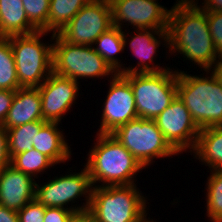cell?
<instances>
[{
	"label": "cell",
	"instance_id": "7c38bea8",
	"mask_svg": "<svg viewBox=\"0 0 222 222\" xmlns=\"http://www.w3.org/2000/svg\"><path fill=\"white\" fill-rule=\"evenodd\" d=\"M110 87L103 105L100 129L97 133L111 134L130 120L138 118L130 82L121 74L110 76Z\"/></svg>",
	"mask_w": 222,
	"mask_h": 222
},
{
	"label": "cell",
	"instance_id": "8d00e7d4",
	"mask_svg": "<svg viewBox=\"0 0 222 222\" xmlns=\"http://www.w3.org/2000/svg\"><path fill=\"white\" fill-rule=\"evenodd\" d=\"M95 1H105L111 3L113 0H95Z\"/></svg>",
	"mask_w": 222,
	"mask_h": 222
},
{
	"label": "cell",
	"instance_id": "8992f818",
	"mask_svg": "<svg viewBox=\"0 0 222 222\" xmlns=\"http://www.w3.org/2000/svg\"><path fill=\"white\" fill-rule=\"evenodd\" d=\"M177 73L167 69L123 75L130 82L139 118L154 120L170 105L177 95Z\"/></svg>",
	"mask_w": 222,
	"mask_h": 222
},
{
	"label": "cell",
	"instance_id": "3957f363",
	"mask_svg": "<svg viewBox=\"0 0 222 222\" xmlns=\"http://www.w3.org/2000/svg\"><path fill=\"white\" fill-rule=\"evenodd\" d=\"M199 76L178 71L177 95L200 130L222 126V84L212 73Z\"/></svg>",
	"mask_w": 222,
	"mask_h": 222
},
{
	"label": "cell",
	"instance_id": "5b68a950",
	"mask_svg": "<svg viewBox=\"0 0 222 222\" xmlns=\"http://www.w3.org/2000/svg\"><path fill=\"white\" fill-rule=\"evenodd\" d=\"M49 31L9 36L19 86L39 87L53 72V44L40 40Z\"/></svg>",
	"mask_w": 222,
	"mask_h": 222
},
{
	"label": "cell",
	"instance_id": "d4e9b609",
	"mask_svg": "<svg viewBox=\"0 0 222 222\" xmlns=\"http://www.w3.org/2000/svg\"><path fill=\"white\" fill-rule=\"evenodd\" d=\"M55 164L44 154L32 149L31 151H24L16 154L11 159V166L16 170L28 174L38 179L37 175L41 172H45L48 167H52Z\"/></svg>",
	"mask_w": 222,
	"mask_h": 222
},
{
	"label": "cell",
	"instance_id": "836d02e7",
	"mask_svg": "<svg viewBox=\"0 0 222 222\" xmlns=\"http://www.w3.org/2000/svg\"><path fill=\"white\" fill-rule=\"evenodd\" d=\"M202 4L199 7L206 12L222 11V0H204Z\"/></svg>",
	"mask_w": 222,
	"mask_h": 222
},
{
	"label": "cell",
	"instance_id": "1f68e13d",
	"mask_svg": "<svg viewBox=\"0 0 222 222\" xmlns=\"http://www.w3.org/2000/svg\"><path fill=\"white\" fill-rule=\"evenodd\" d=\"M15 91L0 90V125L5 121L11 107Z\"/></svg>",
	"mask_w": 222,
	"mask_h": 222
},
{
	"label": "cell",
	"instance_id": "d590c367",
	"mask_svg": "<svg viewBox=\"0 0 222 222\" xmlns=\"http://www.w3.org/2000/svg\"><path fill=\"white\" fill-rule=\"evenodd\" d=\"M68 222H93V219L88 212H81L74 214Z\"/></svg>",
	"mask_w": 222,
	"mask_h": 222
},
{
	"label": "cell",
	"instance_id": "4fadbf2b",
	"mask_svg": "<svg viewBox=\"0 0 222 222\" xmlns=\"http://www.w3.org/2000/svg\"><path fill=\"white\" fill-rule=\"evenodd\" d=\"M156 1L113 0L110 3L113 26L123 30L122 23L128 22L136 29H167L170 10Z\"/></svg>",
	"mask_w": 222,
	"mask_h": 222
},
{
	"label": "cell",
	"instance_id": "cb8c5ba5",
	"mask_svg": "<svg viewBox=\"0 0 222 222\" xmlns=\"http://www.w3.org/2000/svg\"><path fill=\"white\" fill-rule=\"evenodd\" d=\"M19 88L10 40L0 37V90L16 91Z\"/></svg>",
	"mask_w": 222,
	"mask_h": 222
},
{
	"label": "cell",
	"instance_id": "f546056e",
	"mask_svg": "<svg viewBox=\"0 0 222 222\" xmlns=\"http://www.w3.org/2000/svg\"><path fill=\"white\" fill-rule=\"evenodd\" d=\"M74 214L70 209L46 207L44 222H68Z\"/></svg>",
	"mask_w": 222,
	"mask_h": 222
},
{
	"label": "cell",
	"instance_id": "277c9868",
	"mask_svg": "<svg viewBox=\"0 0 222 222\" xmlns=\"http://www.w3.org/2000/svg\"><path fill=\"white\" fill-rule=\"evenodd\" d=\"M137 189L136 184L96 185L87 212L93 222H145L147 200Z\"/></svg>",
	"mask_w": 222,
	"mask_h": 222
},
{
	"label": "cell",
	"instance_id": "7a4b0ae2",
	"mask_svg": "<svg viewBox=\"0 0 222 222\" xmlns=\"http://www.w3.org/2000/svg\"><path fill=\"white\" fill-rule=\"evenodd\" d=\"M97 136L85 164L93 187L98 182L103 183L100 186L135 184L134 176L144 167L111 134L97 133Z\"/></svg>",
	"mask_w": 222,
	"mask_h": 222
},
{
	"label": "cell",
	"instance_id": "d6986e66",
	"mask_svg": "<svg viewBox=\"0 0 222 222\" xmlns=\"http://www.w3.org/2000/svg\"><path fill=\"white\" fill-rule=\"evenodd\" d=\"M39 31L29 20L22 0H0V37Z\"/></svg>",
	"mask_w": 222,
	"mask_h": 222
},
{
	"label": "cell",
	"instance_id": "ac0fdd59",
	"mask_svg": "<svg viewBox=\"0 0 222 222\" xmlns=\"http://www.w3.org/2000/svg\"><path fill=\"white\" fill-rule=\"evenodd\" d=\"M57 122H46L36 134L33 148L47 156L54 164L64 163L71 158V149Z\"/></svg>",
	"mask_w": 222,
	"mask_h": 222
},
{
	"label": "cell",
	"instance_id": "9a60e30c",
	"mask_svg": "<svg viewBox=\"0 0 222 222\" xmlns=\"http://www.w3.org/2000/svg\"><path fill=\"white\" fill-rule=\"evenodd\" d=\"M135 34L129 39V47L133 54L139 59L138 66L135 67H122L117 73L125 75L128 73H156L161 72L170 67H160V65H153L154 55L156 54L161 40L168 48V31L167 29H136ZM157 35V37L155 36ZM148 60V61H147ZM149 63V64H148ZM152 63V64H151ZM152 65V66H151ZM139 68V69H138Z\"/></svg>",
	"mask_w": 222,
	"mask_h": 222
},
{
	"label": "cell",
	"instance_id": "ba28073f",
	"mask_svg": "<svg viewBox=\"0 0 222 222\" xmlns=\"http://www.w3.org/2000/svg\"><path fill=\"white\" fill-rule=\"evenodd\" d=\"M111 135L116 138L144 167L155 158H166L178 153L165 140L155 120L136 118L120 126Z\"/></svg>",
	"mask_w": 222,
	"mask_h": 222
},
{
	"label": "cell",
	"instance_id": "d6a6232c",
	"mask_svg": "<svg viewBox=\"0 0 222 222\" xmlns=\"http://www.w3.org/2000/svg\"><path fill=\"white\" fill-rule=\"evenodd\" d=\"M0 222H19L18 213L0 205Z\"/></svg>",
	"mask_w": 222,
	"mask_h": 222
},
{
	"label": "cell",
	"instance_id": "30bf717a",
	"mask_svg": "<svg viewBox=\"0 0 222 222\" xmlns=\"http://www.w3.org/2000/svg\"><path fill=\"white\" fill-rule=\"evenodd\" d=\"M112 26L111 4L91 0L57 34L72 45L95 46V41Z\"/></svg>",
	"mask_w": 222,
	"mask_h": 222
},
{
	"label": "cell",
	"instance_id": "484cf974",
	"mask_svg": "<svg viewBox=\"0 0 222 222\" xmlns=\"http://www.w3.org/2000/svg\"><path fill=\"white\" fill-rule=\"evenodd\" d=\"M206 183L207 217L211 222L222 220V170H211Z\"/></svg>",
	"mask_w": 222,
	"mask_h": 222
},
{
	"label": "cell",
	"instance_id": "52a82bcc",
	"mask_svg": "<svg viewBox=\"0 0 222 222\" xmlns=\"http://www.w3.org/2000/svg\"><path fill=\"white\" fill-rule=\"evenodd\" d=\"M53 72L78 81L83 78L114 76L116 73L95 51L93 46L72 45L52 33Z\"/></svg>",
	"mask_w": 222,
	"mask_h": 222
},
{
	"label": "cell",
	"instance_id": "8fae6325",
	"mask_svg": "<svg viewBox=\"0 0 222 222\" xmlns=\"http://www.w3.org/2000/svg\"><path fill=\"white\" fill-rule=\"evenodd\" d=\"M154 120L165 140L178 154L186 152L187 149L192 153L200 129L178 95Z\"/></svg>",
	"mask_w": 222,
	"mask_h": 222
},
{
	"label": "cell",
	"instance_id": "2e32d148",
	"mask_svg": "<svg viewBox=\"0 0 222 222\" xmlns=\"http://www.w3.org/2000/svg\"><path fill=\"white\" fill-rule=\"evenodd\" d=\"M35 185L32 176L9 165L0 172V205L16 212L21 210L35 199Z\"/></svg>",
	"mask_w": 222,
	"mask_h": 222
},
{
	"label": "cell",
	"instance_id": "e0dca14e",
	"mask_svg": "<svg viewBox=\"0 0 222 222\" xmlns=\"http://www.w3.org/2000/svg\"><path fill=\"white\" fill-rule=\"evenodd\" d=\"M43 120L41 95L38 87L19 88L2 126L7 130L32 121Z\"/></svg>",
	"mask_w": 222,
	"mask_h": 222
},
{
	"label": "cell",
	"instance_id": "74e56055",
	"mask_svg": "<svg viewBox=\"0 0 222 222\" xmlns=\"http://www.w3.org/2000/svg\"><path fill=\"white\" fill-rule=\"evenodd\" d=\"M150 218H148L145 222H154L153 221V219H152V221L151 220H149ZM156 222V221H155Z\"/></svg>",
	"mask_w": 222,
	"mask_h": 222
},
{
	"label": "cell",
	"instance_id": "4316f807",
	"mask_svg": "<svg viewBox=\"0 0 222 222\" xmlns=\"http://www.w3.org/2000/svg\"><path fill=\"white\" fill-rule=\"evenodd\" d=\"M28 20L39 30L47 31L50 0H22Z\"/></svg>",
	"mask_w": 222,
	"mask_h": 222
},
{
	"label": "cell",
	"instance_id": "9c48e42d",
	"mask_svg": "<svg viewBox=\"0 0 222 222\" xmlns=\"http://www.w3.org/2000/svg\"><path fill=\"white\" fill-rule=\"evenodd\" d=\"M92 189L93 184L89 176V171L84 166L81 172L55 177L53 180L44 183V185H38L36 182L35 199L45 207L70 209L77 214L88 211ZM84 195L86 198L85 204L83 203L81 207H76L75 205L74 207L72 205L70 208L68 207L67 204H69V202L72 201L71 203H74L76 198L84 197Z\"/></svg>",
	"mask_w": 222,
	"mask_h": 222
},
{
	"label": "cell",
	"instance_id": "83f0119b",
	"mask_svg": "<svg viewBox=\"0 0 222 222\" xmlns=\"http://www.w3.org/2000/svg\"><path fill=\"white\" fill-rule=\"evenodd\" d=\"M208 27L218 56H222V11L207 12Z\"/></svg>",
	"mask_w": 222,
	"mask_h": 222
},
{
	"label": "cell",
	"instance_id": "6da1fadb",
	"mask_svg": "<svg viewBox=\"0 0 222 222\" xmlns=\"http://www.w3.org/2000/svg\"><path fill=\"white\" fill-rule=\"evenodd\" d=\"M197 0H177L168 22L169 53H180L189 61L210 70L219 58L209 31L207 12ZM171 51V52H170Z\"/></svg>",
	"mask_w": 222,
	"mask_h": 222
},
{
	"label": "cell",
	"instance_id": "e575fe53",
	"mask_svg": "<svg viewBox=\"0 0 222 222\" xmlns=\"http://www.w3.org/2000/svg\"><path fill=\"white\" fill-rule=\"evenodd\" d=\"M211 69L210 70H205V72L206 73L208 72L207 74H209L210 71H211V73L216 77V79L222 84V56H219V58L213 64Z\"/></svg>",
	"mask_w": 222,
	"mask_h": 222
},
{
	"label": "cell",
	"instance_id": "ffe728a7",
	"mask_svg": "<svg viewBox=\"0 0 222 222\" xmlns=\"http://www.w3.org/2000/svg\"><path fill=\"white\" fill-rule=\"evenodd\" d=\"M211 170H222V126L201 129L192 151Z\"/></svg>",
	"mask_w": 222,
	"mask_h": 222
},
{
	"label": "cell",
	"instance_id": "7402d4cb",
	"mask_svg": "<svg viewBox=\"0 0 222 222\" xmlns=\"http://www.w3.org/2000/svg\"><path fill=\"white\" fill-rule=\"evenodd\" d=\"M45 123L44 120L32 121L7 129L10 159L16 154L34 149L33 143H35L36 134Z\"/></svg>",
	"mask_w": 222,
	"mask_h": 222
},
{
	"label": "cell",
	"instance_id": "603a6c76",
	"mask_svg": "<svg viewBox=\"0 0 222 222\" xmlns=\"http://www.w3.org/2000/svg\"><path fill=\"white\" fill-rule=\"evenodd\" d=\"M91 0H50L47 31L58 33Z\"/></svg>",
	"mask_w": 222,
	"mask_h": 222
},
{
	"label": "cell",
	"instance_id": "5bb4252c",
	"mask_svg": "<svg viewBox=\"0 0 222 222\" xmlns=\"http://www.w3.org/2000/svg\"><path fill=\"white\" fill-rule=\"evenodd\" d=\"M79 81L52 72L38 89L41 95L42 116L46 122L61 121L78 97Z\"/></svg>",
	"mask_w": 222,
	"mask_h": 222
},
{
	"label": "cell",
	"instance_id": "44dd1931",
	"mask_svg": "<svg viewBox=\"0 0 222 222\" xmlns=\"http://www.w3.org/2000/svg\"><path fill=\"white\" fill-rule=\"evenodd\" d=\"M124 33L125 31L112 26L106 32L102 33L94 43L95 45L97 44L96 47H93L115 73H118L123 67L121 61L115 55L123 52L124 47L128 45L127 40L129 37H126L129 31L128 33Z\"/></svg>",
	"mask_w": 222,
	"mask_h": 222
},
{
	"label": "cell",
	"instance_id": "f1b7e54d",
	"mask_svg": "<svg viewBox=\"0 0 222 222\" xmlns=\"http://www.w3.org/2000/svg\"><path fill=\"white\" fill-rule=\"evenodd\" d=\"M45 209L44 205L34 199L17 211L19 222H44Z\"/></svg>",
	"mask_w": 222,
	"mask_h": 222
},
{
	"label": "cell",
	"instance_id": "4dcf8cb0",
	"mask_svg": "<svg viewBox=\"0 0 222 222\" xmlns=\"http://www.w3.org/2000/svg\"><path fill=\"white\" fill-rule=\"evenodd\" d=\"M11 165L8 151V131L0 125V172Z\"/></svg>",
	"mask_w": 222,
	"mask_h": 222
}]
</instances>
